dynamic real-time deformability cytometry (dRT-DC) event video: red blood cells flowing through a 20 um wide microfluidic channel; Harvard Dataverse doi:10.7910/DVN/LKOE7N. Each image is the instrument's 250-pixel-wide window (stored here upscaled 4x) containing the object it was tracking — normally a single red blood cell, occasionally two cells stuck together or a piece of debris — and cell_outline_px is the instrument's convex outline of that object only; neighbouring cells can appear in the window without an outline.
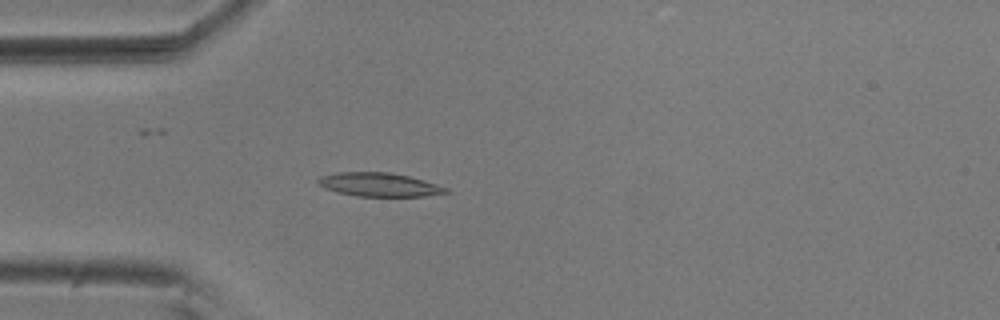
{"species": "common noctule bat (a hibernating species)", "species_latin": "Nyctalus noctula", "temperature_condition": "room temperature", "stored_images_in_passage": 53, "camera_frame_rate_fps": 3000, "um_per_image_px": 0.085, "animal": {"sex": "male", "body_mass_g": 20.5, "forearm_length_mm": 52.5}, "frame": {"image": 1, "passage_image": 14, "time_ms": 4.333, "image_size_px": [1000, 320], "cell_outline_px": [[452, 192], [424, 196], [356, 196], [336, 192], [324, 188], [316, 184], [316, 180], [320, 176], [336, 172], [392, 172], [408, 176], [436, 184], [448, 188]], "centroid_in_image_um": [32.18, 15.69], "position_along_channel_um": 52.8, "area_um2": 17.8}}
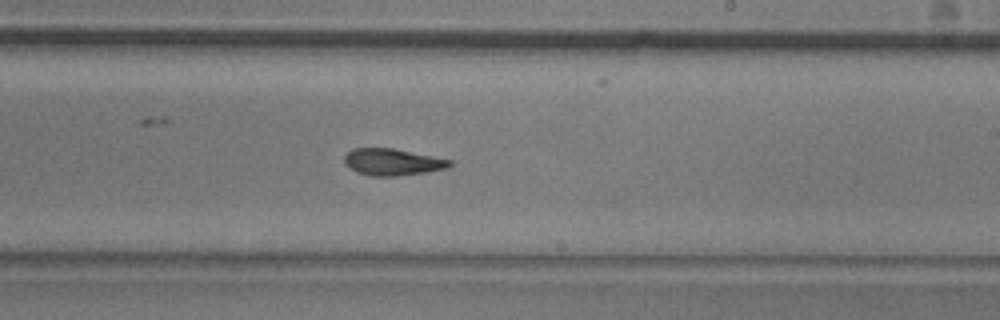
{"frame": {"image": 2, "passage_image": 31, "time_ms": 10.0, "image_size_px": [1000, 320], "cell_outline_px": [[452, 164], [448, 168], [428, 172], [400, 176], [372, 176], [356, 172], [348, 168], [344, 164], [344, 156], [352, 148], [392, 148], [452, 160]], "centroid_in_image_um": [33.34, 13.78], "position_along_channel_um": 255.7, "area_um2": 16.59}}
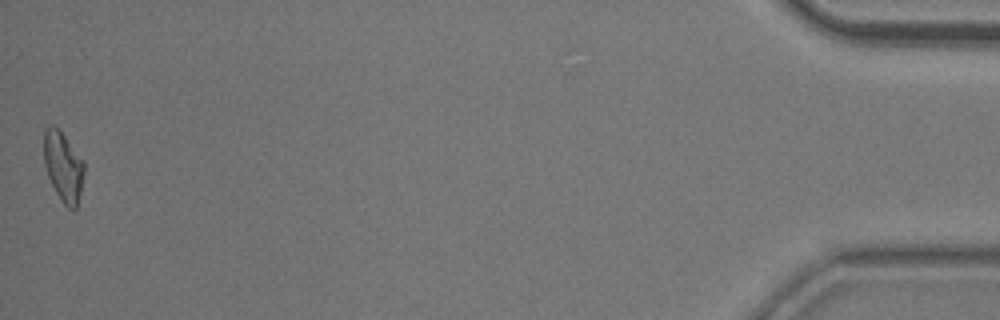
{"frame": {"image": 3, "passage_image": 53, "time_ms": 17.333, "image_size_px": [1000, 320], "cell_outline_px": [[84, 172], [80, 192], [76, 208], [72, 212], [64, 204], [56, 192], [48, 176], [44, 164], [44, 132], [48, 124], [52, 124], [64, 136], [84, 160]], "centroid_in_image_um": [5.37, 14.17], "position_along_channel_um": 429.8, "area_um2": 16.18}, "authors_computed_cell_mechanics": {"area_um2": 16.8198, "velocity_mm_per_s": 3.6891, "shape_relaxation_time_tau1_ms": 4.2129, "shape_relaxation_time_tau2_ms": 3.8519, "deformation_change_tau1": 0.1709, "deformation_change_tau2": 0.1127}}